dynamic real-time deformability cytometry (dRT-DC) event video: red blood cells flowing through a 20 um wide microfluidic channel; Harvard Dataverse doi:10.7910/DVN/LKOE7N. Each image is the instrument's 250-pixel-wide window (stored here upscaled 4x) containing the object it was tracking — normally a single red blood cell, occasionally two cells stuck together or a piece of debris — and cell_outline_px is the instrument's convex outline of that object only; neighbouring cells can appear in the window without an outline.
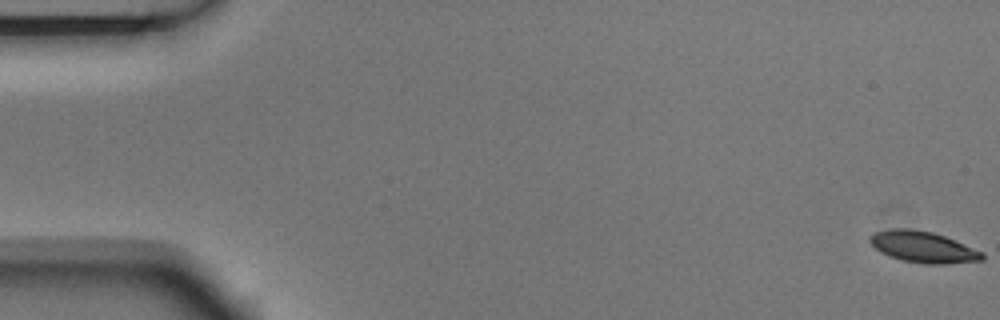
{"species": "Egyptian fruit bat (a non-hibernating species)", "species_latin": "Rousettus aegyptiacus", "temperature_condition": "room temperature", "stored_images_in_passage": 5, "camera_frame_rate_fps": 3000, "um_per_image_px": 0.085, "animal": {"sex": "male"}, "frame": {"image": 1, "passage_image": 1, "time_ms": 0.0, "image_size_px": [1000, 320], "cell_outline_px": [[984, 260], [948, 264], [924, 264], [900, 260], [888, 256], [880, 252], [868, 240], [868, 236], [872, 232], [892, 228], [908, 228], [932, 232], [944, 236], [984, 252]], "centroid_in_image_um": [78.43, 21.0], "position_along_channel_um": 6.6, "area_um2": 20.69}}
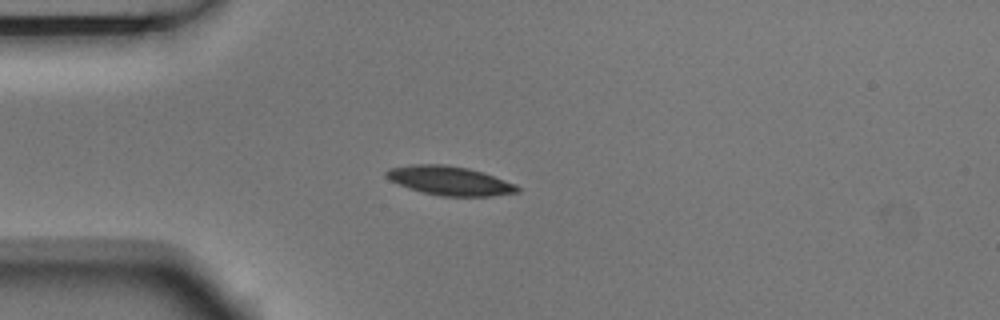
{"frame": {"image": 2, "passage_image": 5, "time_ms": 1.333, "image_size_px": [1000, 320], "cell_outline_px": [[520, 192], [492, 196], [440, 196], [408, 188], [388, 180], [384, 176], [384, 172], [388, 168], [412, 164], [444, 164], [468, 168], [484, 172], [516, 184], [520, 188]], "centroid_in_image_um": [38.2, 15.35], "position_along_channel_um": 46.8, "area_um2": 22.43}}